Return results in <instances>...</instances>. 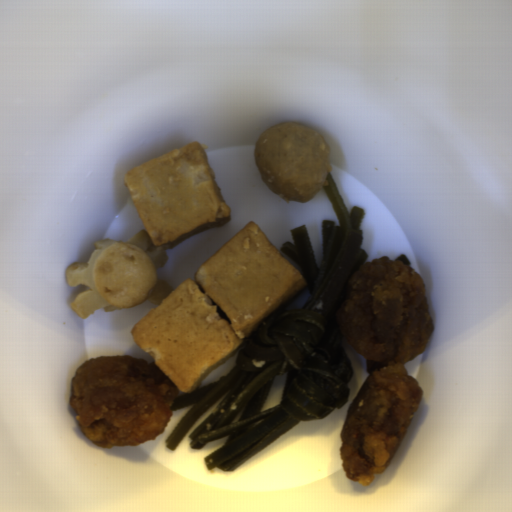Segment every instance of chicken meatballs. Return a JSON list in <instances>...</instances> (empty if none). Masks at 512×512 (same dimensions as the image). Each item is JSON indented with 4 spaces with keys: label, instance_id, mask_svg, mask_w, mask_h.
<instances>
[{
    "label": "chicken meatballs",
    "instance_id": "chicken-meatballs-1",
    "mask_svg": "<svg viewBox=\"0 0 512 512\" xmlns=\"http://www.w3.org/2000/svg\"><path fill=\"white\" fill-rule=\"evenodd\" d=\"M254 162L261 180L288 202L308 203L329 184V144L305 125L290 121L266 129L255 144Z\"/></svg>",
    "mask_w": 512,
    "mask_h": 512
}]
</instances>
